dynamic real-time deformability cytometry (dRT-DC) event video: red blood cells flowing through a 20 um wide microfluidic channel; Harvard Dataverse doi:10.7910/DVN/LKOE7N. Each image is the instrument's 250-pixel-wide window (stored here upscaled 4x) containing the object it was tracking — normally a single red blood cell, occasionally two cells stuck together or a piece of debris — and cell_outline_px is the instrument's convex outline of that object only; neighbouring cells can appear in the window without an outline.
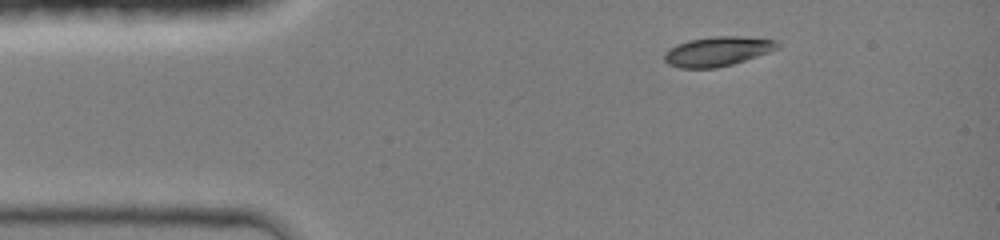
{"species": "common noctule bat (a hibernating species)", "species_latin": "Nyctalus noctula", "temperature_condition": "room temperature", "stored_images_in_passage": 36, "camera_frame_rate_fps": 3000, "um_per_image_px": 0.085, "animal": {"sex": "female", "body_mass_g": 19.0, "forearm_length_mm": 51.5}, "frame": {"image": 1, "passage_image": 1, "time_ms": 0.0, "image_size_px": [1000, 240], "cell_outline_px": [[780, 48], [732, 64], [716, 68], [680, 68], [668, 64], [664, 60], [664, 52], [668, 48], [676, 44], [688, 40], [716, 36], [744, 36], [776, 40], [780, 44]], "centroid_in_image_um": [60.96, 4.36], "position_along_channel_um": 24.0, "area_um2": 19.54}}
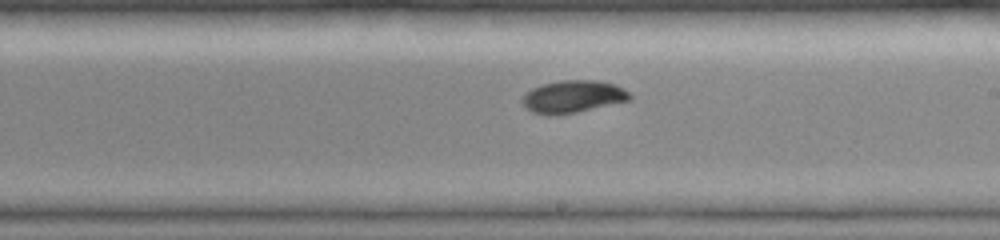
{"frame": {"image": 2, "passage_image": 20, "time_ms": 6.333, "image_size_px": [1000, 240], "cell_outline_px": [[632, 100], [576, 112], [552, 116], [544, 116], [532, 112], [520, 100], [532, 88], [540, 84], [560, 80], [600, 80], [616, 84], [624, 88], [632, 96]], "centroid_in_image_um": [48.72, 8.21], "position_along_channel_um": 240.3, "area_um2": 20.58}}
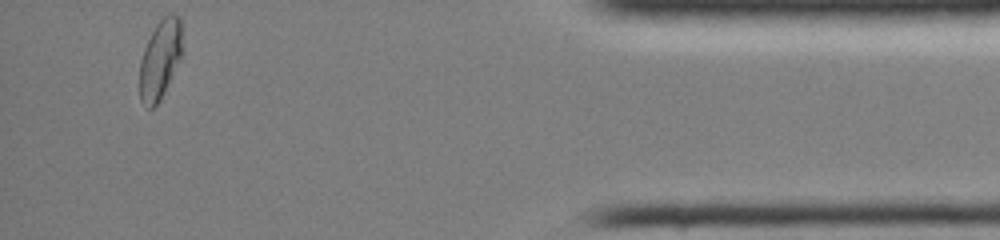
{"frame": {"image": 3, "passage_image": 36, "time_ms": 11.667, "image_size_px": [1000, 240], "cell_outline_px": [[184, 52], [160, 100], [152, 108], [148, 108], [140, 100], [140, 60], [144, 48], [156, 24], [164, 16], [172, 12], [180, 16]], "centroid_in_image_um": [13.64, 5.0], "position_along_channel_um": 421.6, "area_um2": 19.88}, "authors_computed_cell_mechanics": {"area_um2": 19.8543, "velocity_mm_per_s": 4.2941, "shape_relaxation_time_tau1_ms": 3.1163, "shape_relaxation_time_tau2_ms": 1.929, "deformation_change_tau1": 0.1512, "deformation_change_tau2": 0.0262}}